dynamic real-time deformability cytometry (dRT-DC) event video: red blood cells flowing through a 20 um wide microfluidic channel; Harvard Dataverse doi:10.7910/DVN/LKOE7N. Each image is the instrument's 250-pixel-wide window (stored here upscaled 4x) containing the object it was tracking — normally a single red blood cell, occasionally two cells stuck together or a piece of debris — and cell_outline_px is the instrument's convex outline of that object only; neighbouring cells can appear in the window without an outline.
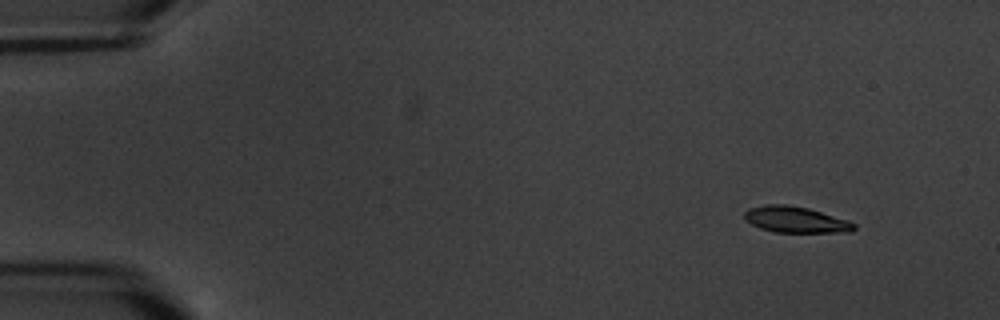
{"species": "common noctule bat (a hibernating species)", "species_latin": "Nyctalus noctula", "temperature_condition": "warm", "stored_images_in_passage": 8, "camera_frame_rate_fps": 3000, "um_per_image_px": 0.085, "animal": {"sex": "male", "body_mass_g": 20.1, "forearm_length_mm": 53.5}, "frame": {"image": 1, "passage_image": 1, "time_ms": 0.0, "image_size_px": [1000, 320], "cell_outline_px": [[856, 228], [852, 232], [776, 232], [760, 228], [744, 220], [744, 212], [748, 208], [764, 204], [788, 204], [808, 208], [848, 220], [856, 224]], "centroid_in_image_um": [67.61, 18.66], "position_along_channel_um": 17.4, "area_um2": 16.82}}
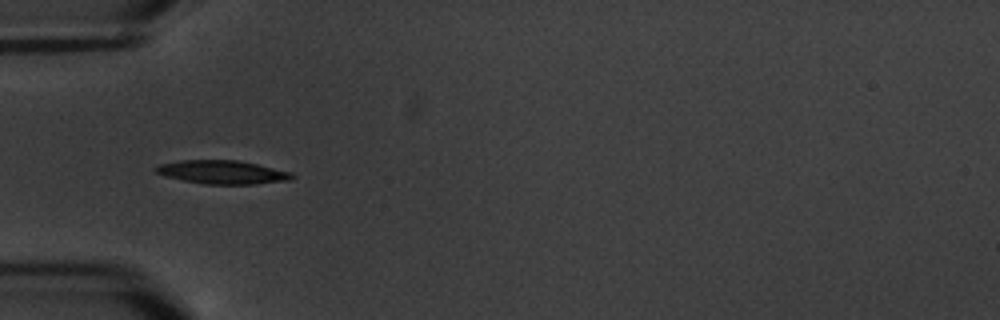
{"frame": {"image": 2, "passage_image": 5, "time_ms": 4.667, "image_size_px": [1000, 320], "cell_outline_px": [[296, 176], [292, 180], [252, 184], [204, 184], [164, 176], [156, 172], [152, 168], [160, 164], [180, 160], [236, 160], [256, 164], [292, 172]], "centroid_in_image_um": [18.9, 14.63], "position_along_channel_um": 66.1, "area_um2": 18.67}}